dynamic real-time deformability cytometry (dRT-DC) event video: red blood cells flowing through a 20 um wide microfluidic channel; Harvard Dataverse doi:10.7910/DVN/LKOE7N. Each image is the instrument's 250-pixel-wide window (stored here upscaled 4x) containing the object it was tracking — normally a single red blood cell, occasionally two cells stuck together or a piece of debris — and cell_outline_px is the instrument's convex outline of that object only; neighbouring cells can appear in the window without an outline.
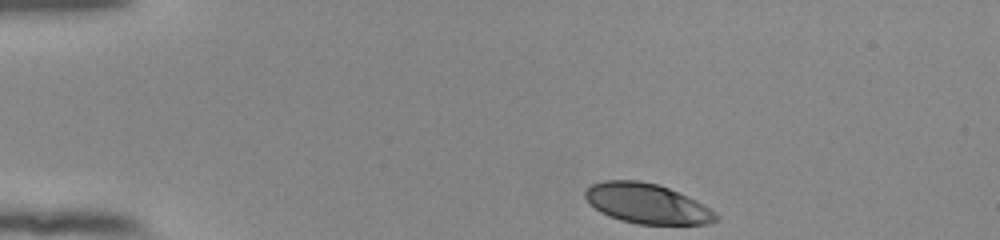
{"species": "human", "species_latin": "Homo sapiens", "temperature_condition": "room temperature", "stored_images_in_passage": 39, "camera_frame_rate_fps": 3000, "um_per_image_px": 0.085, "donor": {"sex": "female"}, "frame": {"image": 1, "passage_image": 1, "time_ms": 0.0, "image_size_px": [1000, 240], "cell_outline_px": [[720, 216], [716, 220], [708, 224], [636, 224], [620, 220], [608, 216], [600, 212], [584, 196], [584, 192], [592, 184], [604, 180], [640, 180], [660, 184], [688, 196], [704, 204]], "centroid_in_image_um": [55.01, 17.3], "position_along_channel_um": 30.0, "area_um2": 30.58}}
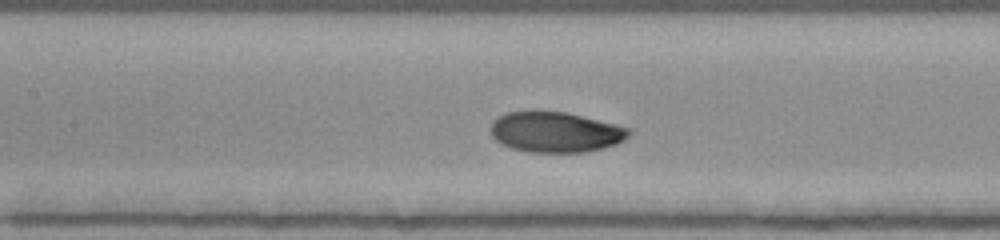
{"frame": {"image": 2, "passage_image": 17, "time_ms": 5.333, "image_size_px": [1000, 240], "cell_outline_px": [[632, 132], [624, 140], [616, 144], [588, 152], [528, 152], [512, 148], [500, 144], [492, 136], [492, 120], [508, 112], [532, 108], [564, 112], [616, 124], [628, 128]], "centroid_in_image_um": [47.18, 11.2], "position_along_channel_um": 160.2, "area_um2": 33.06}}
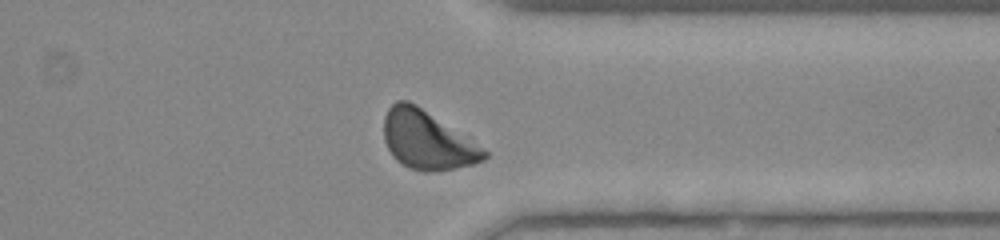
{"frame": {"image": 3, "passage_image": 34, "time_ms": 11.0, "image_size_px": [1000, 240], "cell_outline_px": [[488, 156], [484, 160], [472, 164], [452, 168], [428, 172], [424, 172], [408, 168], [396, 160], [392, 156], [384, 140], [384, 116], [388, 108], [396, 100], [408, 100], [416, 104], [484, 148], [488, 152]], "centroid_in_image_um": [36.28, 11.91], "position_along_channel_um": 375.1, "area_um2": 33.99}, "authors_computed_cell_mechanics": {"area_um2": 32.946, "velocity_mm_per_s": 3.8149, "shape_relaxation_time_tau1_ms": 3.3416, "shape_relaxation_time_tau2_ms": null, "deformation_change_tau1": 0.1539, "deformation_change_tau2": null}}